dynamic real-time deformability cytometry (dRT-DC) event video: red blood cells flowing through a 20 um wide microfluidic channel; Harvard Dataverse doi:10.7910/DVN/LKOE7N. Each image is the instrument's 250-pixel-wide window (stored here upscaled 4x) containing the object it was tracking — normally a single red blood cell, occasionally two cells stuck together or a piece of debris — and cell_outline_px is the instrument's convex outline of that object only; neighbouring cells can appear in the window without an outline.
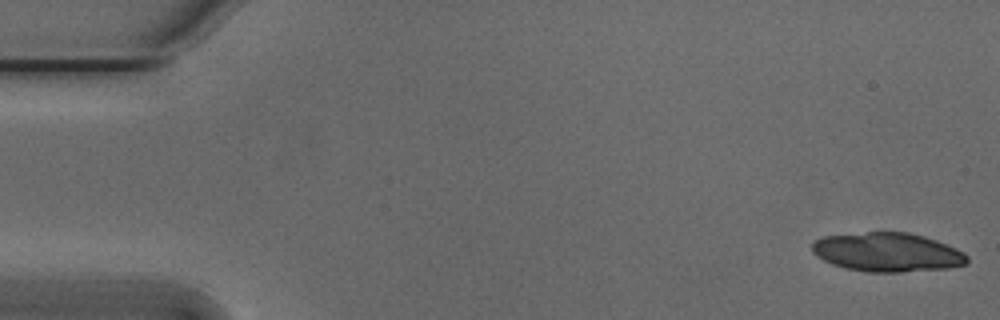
{"species": "Egyptian fruit bat (a non-hibernating species)", "species_latin": "Rousettus aegyptiacus", "temperature_condition": "cold", "stored_images_in_passage": 19, "camera_frame_rate_fps": 3000, "um_per_image_px": 0.085, "animal": {"sex": "male"}, "frame": {"image": 1, "passage_image": 1, "time_ms": 0.0, "image_size_px": [1000, 320], "cell_outline_px": [[968, 264], [948, 268], [900, 272], [868, 272], [844, 268], [832, 264], [816, 256], [812, 252], [812, 244], [816, 240], [824, 236], [868, 232], [908, 232], [924, 236], [936, 240], [956, 248], [964, 252], [968, 256]], "centroid_in_image_um": [75.44, 21.44], "position_along_channel_um": 9.6, "area_um2": 35.32}}